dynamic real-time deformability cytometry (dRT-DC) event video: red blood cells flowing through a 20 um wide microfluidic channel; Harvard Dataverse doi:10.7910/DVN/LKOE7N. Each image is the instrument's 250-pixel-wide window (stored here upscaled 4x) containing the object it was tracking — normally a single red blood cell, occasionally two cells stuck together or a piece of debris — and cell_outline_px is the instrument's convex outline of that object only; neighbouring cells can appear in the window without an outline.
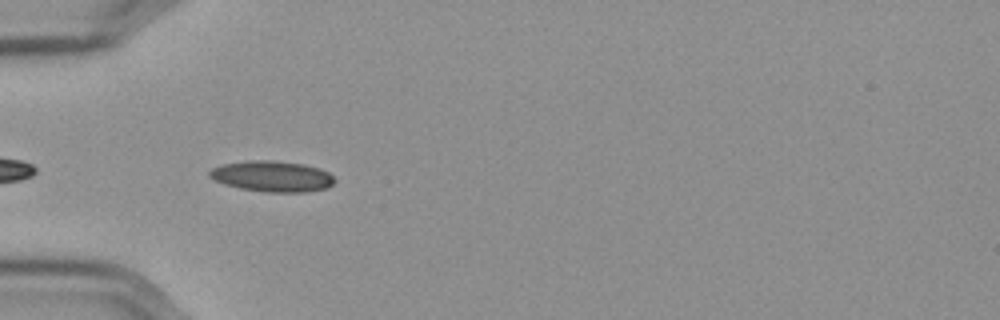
{"species": "Egyptian fruit bat (a non-hibernating species)", "species_latin": "Rousettus aegyptiacus", "temperature_condition": "cold", "stored_images_in_passage": 19, "camera_frame_rate_fps": 3000, "um_per_image_px": 0.085, "frame": {"image": 1, "passage_image": 4, "time_ms": 1.0, "image_size_px": [1000, 320], "cell_outline_px": [[336, 180], [328, 188], [308, 192], [264, 192], [240, 188], [224, 184], [208, 176], [208, 172], [212, 168], [224, 164], [252, 160], [268, 160], [304, 164], [320, 168], [328, 172]], "centroid_in_image_um": [23.16, 14.99], "position_along_channel_um": 61.8, "area_um2": 22.48}}
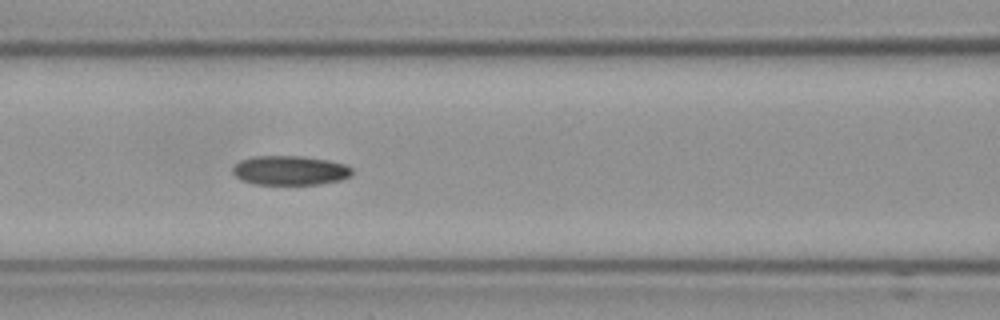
{"frame": {"image": 2, "passage_image": 11, "time_ms": 3.333, "image_size_px": [1000, 320], "cell_outline_px": [[352, 172], [348, 176], [340, 180], [320, 184], [252, 184], [240, 180], [232, 172], [232, 168], [240, 160], [252, 156], [300, 156], [328, 160], [344, 164], [352, 168]], "centroid_in_image_um": [24.6, 14.48], "position_along_channel_um": 142.0, "area_um2": 20.4}}